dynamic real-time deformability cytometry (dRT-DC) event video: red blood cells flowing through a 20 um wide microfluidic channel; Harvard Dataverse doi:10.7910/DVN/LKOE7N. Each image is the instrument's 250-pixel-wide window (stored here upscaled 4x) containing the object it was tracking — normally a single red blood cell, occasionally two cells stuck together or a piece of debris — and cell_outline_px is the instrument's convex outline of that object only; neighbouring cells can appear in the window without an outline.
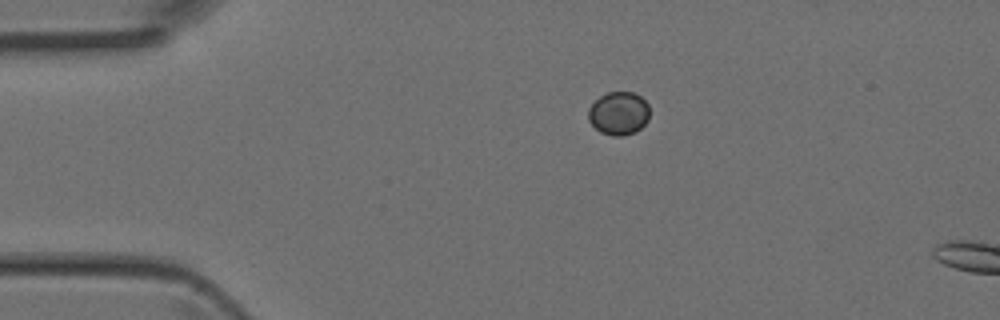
{"species": "Egyptian fruit bat (a non-hibernating species)", "species_latin": "Rousettus aegyptiacus", "temperature_condition": "room temperature", "stored_images_in_passage": 2, "camera_frame_rate_fps": 3000, "um_per_image_px": 0.085, "animal": {"sex": "female"}, "frame": {"image": 1, "passage_image": 1, "time_ms": 0.0, "image_size_px": [1000, 320], "cell_outline_px": [[648, 120], [636, 132], [620, 136], [612, 136], [600, 132], [588, 120], [588, 108], [600, 96], [608, 92], [632, 92], [640, 96], [648, 104]], "centroid_in_image_um": [52.58, 9.64], "position_along_channel_um": 32.4, "area_um2": 15.37}}